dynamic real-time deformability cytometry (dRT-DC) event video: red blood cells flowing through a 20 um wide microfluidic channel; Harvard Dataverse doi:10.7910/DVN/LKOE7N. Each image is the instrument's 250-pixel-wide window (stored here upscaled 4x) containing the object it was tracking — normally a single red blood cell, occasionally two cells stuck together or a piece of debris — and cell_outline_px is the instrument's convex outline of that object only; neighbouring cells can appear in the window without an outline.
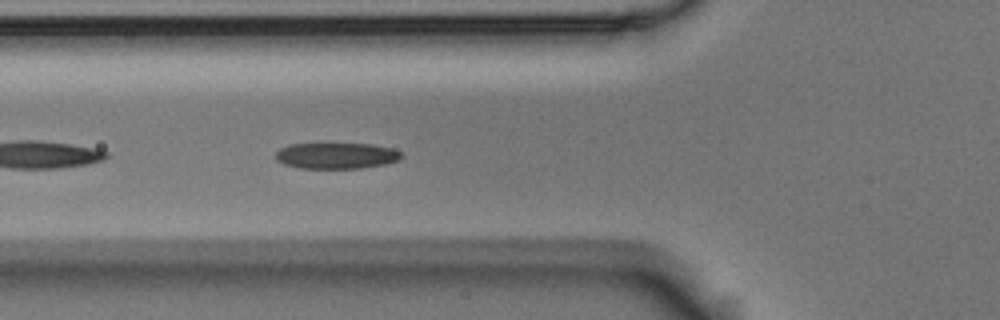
{"species": "Egyptian fruit bat (a non-hibernating species)", "species_latin": "Rousettus aegyptiacus", "temperature_condition": "room temperature", "stored_images_in_passage": 41, "camera_frame_rate_fps": 3000, "um_per_image_px": 0.085, "animal": {"sex": "male"}, "frame": {"image": 1, "passage_image": 5, "time_ms": 1.333, "image_size_px": [1000, 320], "cell_outline_px": [[404, 156], [400, 160], [384, 164], [360, 168], [300, 168], [284, 164], [276, 160], [276, 152], [280, 148], [292, 144], [372, 144], [392, 148], [400, 152]], "centroid_in_image_um": [28.61, 13.23], "position_along_channel_um": 97.2, "area_um2": 19.02}}
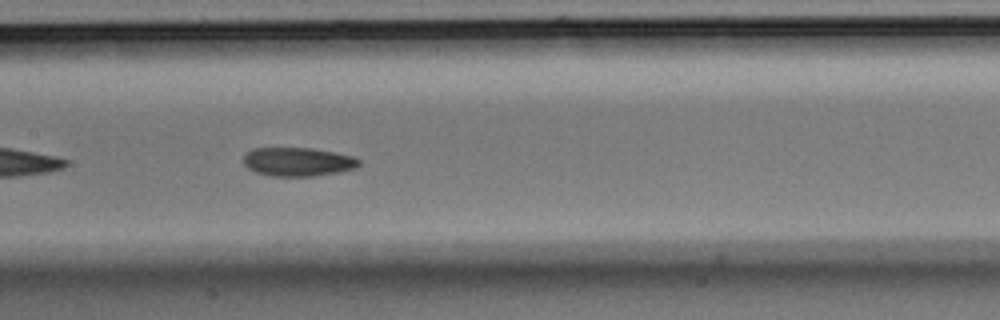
{"frame": {"image": 2, "passage_image": 12, "time_ms": 3.667, "image_size_px": [1000, 320], "cell_outline_px": [[360, 164], [356, 168], [340, 172], [312, 176], [272, 176], [256, 172], [248, 168], [244, 164], [244, 152], [252, 148], [312, 148], [352, 156], [360, 160]], "centroid_in_image_um": [25.3, 13.75], "position_along_channel_um": 182.1, "area_um2": 19.36}}
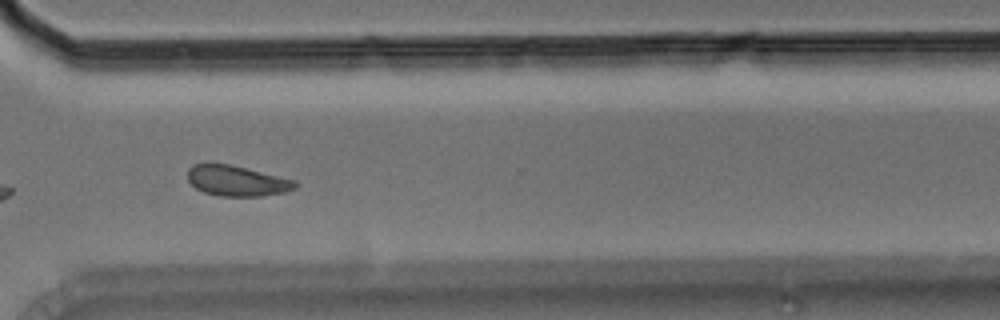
{"frame": {"image": 3, "passage_image": 26, "time_ms": 8.333, "image_size_px": [1000, 320], "cell_outline_px": [[296, 188], [288, 192], [260, 196], [220, 196], [204, 192], [196, 188], [188, 180], [188, 168], [192, 164], [228, 164], [296, 180]], "centroid_in_image_um": [20.14, 15.38], "position_along_channel_um": 350.5, "area_um2": 18.96}, "authors_computed_cell_mechanics": {"area_um2": 19.7676, "velocity_mm_per_s": 3.609, "shape_relaxation_time_tau1_ms": 5.4575, "shape_relaxation_time_tau2_ms": 2.4218, "deformation_change_tau1": 0.125, "deformation_change_tau2": 0.0775}}